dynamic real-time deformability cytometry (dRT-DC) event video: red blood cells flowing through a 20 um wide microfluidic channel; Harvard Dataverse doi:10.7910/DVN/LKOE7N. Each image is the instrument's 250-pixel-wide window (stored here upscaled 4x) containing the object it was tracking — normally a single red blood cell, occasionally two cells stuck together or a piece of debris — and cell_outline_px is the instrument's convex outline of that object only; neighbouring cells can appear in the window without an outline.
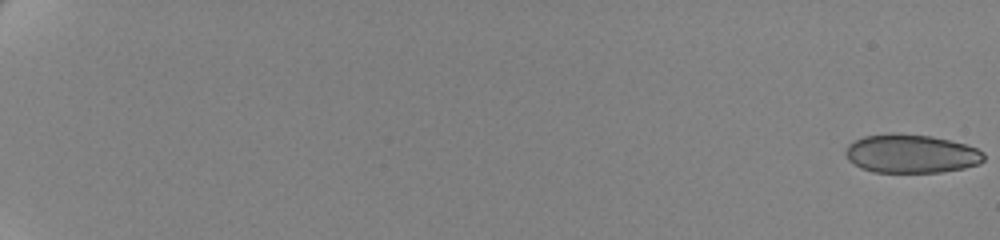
{"species": "human", "species_latin": "Homo sapiens", "temperature_condition": "cold", "stored_images_in_passage": 20, "camera_frame_rate_fps": 3000, "um_per_image_px": 0.085, "donor": {"sex": "female"}, "frame": {"image": 1, "passage_image": 1, "time_ms": 0.0, "image_size_px": [1000, 240], "cell_outline_px": [[984, 160], [980, 164], [964, 168], [940, 172], [872, 172], [860, 168], [848, 160], [844, 152], [848, 144], [864, 136], [932, 136], [964, 144], [976, 148], [984, 152]], "centroid_in_image_um": [77.47, 13.11], "position_along_channel_um": 7.5, "area_um2": 30.35}}
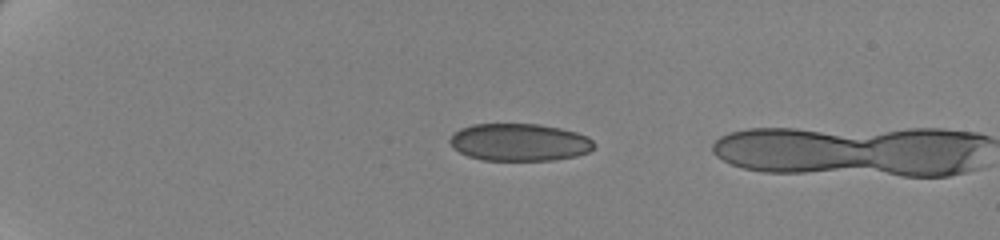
{"frame": {"image": 2, "passage_image": 18, "time_ms": 5.667, "image_size_px": [1000, 240], "cell_outline_px": [[596, 144], [588, 152], [576, 156], [556, 160], [480, 160], [468, 156], [452, 148], [448, 140], [460, 128], [472, 124], [540, 124], [560, 128], [576, 132], [588, 136]], "centroid_in_image_um": [44.15, 12.09], "position_along_channel_um": 40.9, "area_um2": 31.62}}